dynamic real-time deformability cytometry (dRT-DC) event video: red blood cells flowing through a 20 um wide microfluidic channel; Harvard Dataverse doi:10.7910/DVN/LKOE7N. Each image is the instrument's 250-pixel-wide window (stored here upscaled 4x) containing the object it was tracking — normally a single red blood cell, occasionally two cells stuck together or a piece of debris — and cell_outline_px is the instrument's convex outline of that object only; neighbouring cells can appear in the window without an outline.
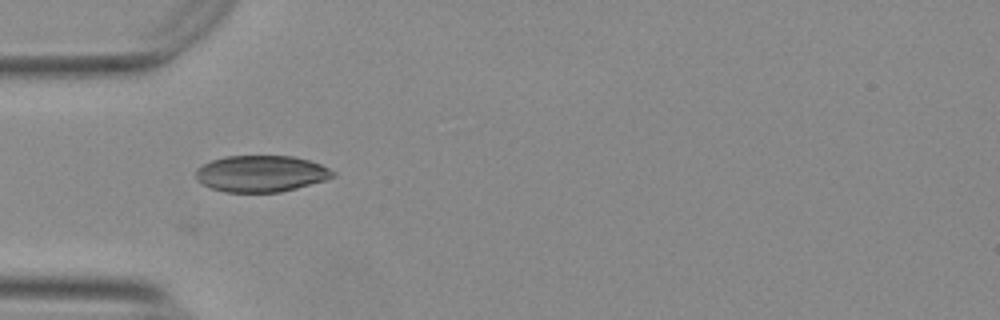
{"species": "Egyptian fruit bat (a non-hibernating species)", "species_latin": "Rousettus aegyptiacus", "temperature_condition": "warm", "stored_images_in_passage": 5, "camera_frame_rate_fps": 3000, "um_per_image_px": 0.085, "animal": {"sex": "female"}, "frame": {"image": 1, "passage_image": 1, "time_ms": 0.0, "image_size_px": [1000, 320], "cell_outline_px": [[336, 176], [324, 180], [296, 188], [280, 192], [224, 192], [212, 188], [196, 180], [196, 168], [212, 160], [224, 156], [292, 156], [308, 160], [320, 164], [336, 172]], "centroid_in_image_um": [22.18, 14.76], "position_along_channel_um": 62.8, "area_um2": 29.02}}
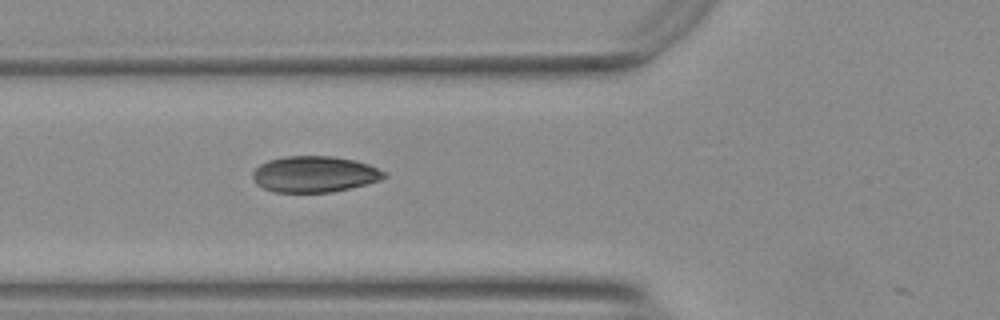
{"frame": {"image": 2, "passage_image": 4, "time_ms": 1.0, "image_size_px": [1000, 320], "cell_outline_px": [[388, 176], [380, 180], [332, 192], [276, 192], [264, 188], [256, 184], [252, 176], [252, 172], [260, 164], [268, 160], [284, 156], [332, 156], [356, 160], [368, 164], [388, 172]], "centroid_in_image_um": [26.74, 14.79], "position_along_channel_um": 99.1, "area_um2": 27.74}}